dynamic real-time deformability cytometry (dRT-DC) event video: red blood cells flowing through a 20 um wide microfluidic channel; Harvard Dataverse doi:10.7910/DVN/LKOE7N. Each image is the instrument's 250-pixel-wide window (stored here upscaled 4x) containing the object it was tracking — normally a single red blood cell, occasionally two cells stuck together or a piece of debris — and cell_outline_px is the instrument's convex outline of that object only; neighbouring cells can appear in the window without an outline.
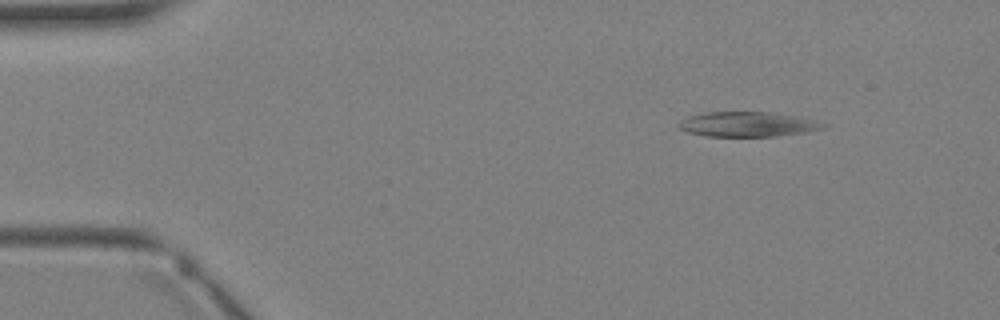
{"species": "Egyptian fruit bat (a non-hibernating species)", "species_latin": "Rousettus aegyptiacus", "temperature_condition": "warm", "stored_images_in_passage": 2, "camera_frame_rate_fps": 3000, "um_per_image_px": 0.085, "animal": {"sex": "female"}, "frame": {"image": 1, "passage_image": 1, "time_ms": 0.0, "image_size_px": [1000, 320], "cell_outline_px": [[828, 124], [824, 128], [808, 132], [776, 136], [708, 136], [688, 132], [680, 128], [676, 124], [680, 120], [688, 116], [704, 112], [768, 112], [792, 116], [812, 120]], "centroid_in_image_um": [63.5, 10.56], "position_along_channel_um": 21.5, "area_um2": 20.75}}